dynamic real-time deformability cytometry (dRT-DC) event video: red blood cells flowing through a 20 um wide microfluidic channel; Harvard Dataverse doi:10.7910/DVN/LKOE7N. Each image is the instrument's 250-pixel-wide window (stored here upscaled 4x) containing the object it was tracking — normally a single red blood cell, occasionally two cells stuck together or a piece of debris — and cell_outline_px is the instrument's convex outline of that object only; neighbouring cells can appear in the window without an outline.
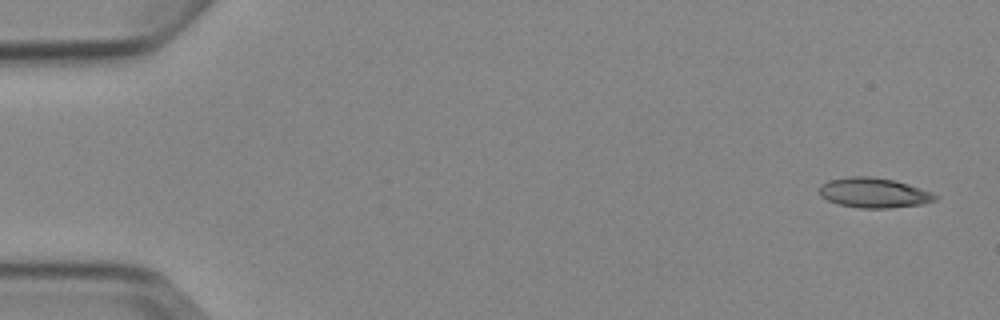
{"species": "Egyptian fruit bat (a non-hibernating species)", "species_latin": "Rousettus aegyptiacus", "temperature_condition": "cold", "stored_images_in_passage": 4, "camera_frame_rate_fps": 3000, "um_per_image_px": 0.085, "animal": {"sex": "female"}, "frame": {"image": 1, "passage_image": 1, "time_ms": 0.0, "image_size_px": [1000, 320], "cell_outline_px": [[940, 196], [936, 200], [924, 204], [888, 208], [860, 208], [840, 204], [828, 200], [820, 196], [820, 184], [828, 180], [848, 176], [872, 176], [896, 180], [932, 192]], "centroid_in_image_um": [74.3, 16.38], "position_along_channel_um": 10.7, "area_um2": 20.4}}